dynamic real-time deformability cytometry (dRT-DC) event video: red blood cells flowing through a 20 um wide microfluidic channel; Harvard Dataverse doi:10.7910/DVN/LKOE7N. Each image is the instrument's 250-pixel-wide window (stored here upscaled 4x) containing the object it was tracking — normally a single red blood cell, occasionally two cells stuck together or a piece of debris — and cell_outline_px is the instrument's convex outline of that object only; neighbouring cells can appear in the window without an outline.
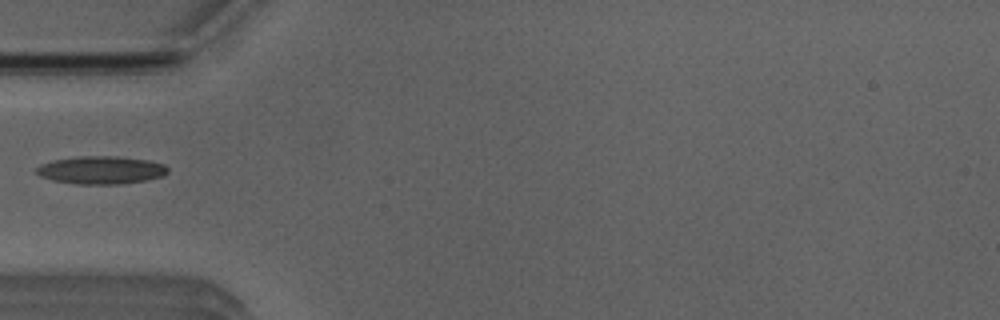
{"species": "Egyptian fruit bat (a non-hibernating species)", "species_latin": "Rousettus aegyptiacus", "temperature_condition": "room temperature", "stored_images_in_passage": 5, "camera_frame_rate_fps": 3000, "um_per_image_px": 0.085, "animal": {"sex": "male"}, "frame": {"image": 1, "passage_image": 5, "time_ms": 4.333, "image_size_px": [1000, 320], "cell_outline_px": [[168, 172], [164, 176], [144, 180], [120, 184], [76, 184], [52, 180], [40, 176], [36, 172], [36, 168], [40, 164], [52, 160], [76, 156], [116, 156], [148, 160], [164, 164], [168, 168]], "centroid_in_image_um": [8.57, 14.45], "position_along_channel_um": 76.4, "area_um2": 21.44}}